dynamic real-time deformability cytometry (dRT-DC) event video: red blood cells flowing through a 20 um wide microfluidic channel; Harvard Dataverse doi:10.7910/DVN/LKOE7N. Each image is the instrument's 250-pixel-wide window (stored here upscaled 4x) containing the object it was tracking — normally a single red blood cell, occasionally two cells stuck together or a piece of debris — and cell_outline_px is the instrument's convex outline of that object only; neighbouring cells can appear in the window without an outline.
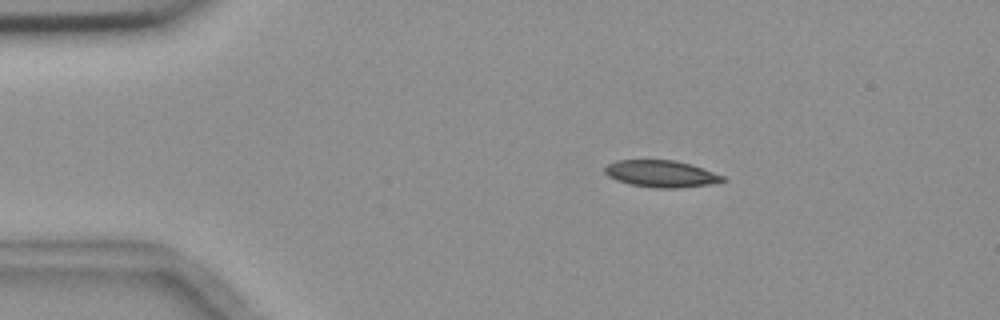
{"species": "common noctule bat (a hibernating species)", "species_latin": "Nyctalus noctula", "temperature_condition": "room temperature", "stored_images_in_passage": 7, "camera_frame_rate_fps": 3000, "um_per_image_px": 0.085, "animal": {"sex": "female", "body_mass_g": 18.4}, "frame": {"image": 1, "passage_image": 1, "time_ms": 0.0, "image_size_px": [1000, 320], "cell_outline_px": [[728, 180], [712, 184], [676, 188], [656, 188], [632, 184], [616, 180], [608, 176], [604, 172], [604, 168], [608, 164], [616, 160], [676, 160], [692, 164], [724, 176]], "centroid_in_image_um": [56.22, 14.76], "position_along_channel_um": 28.8, "area_um2": 18.5}}
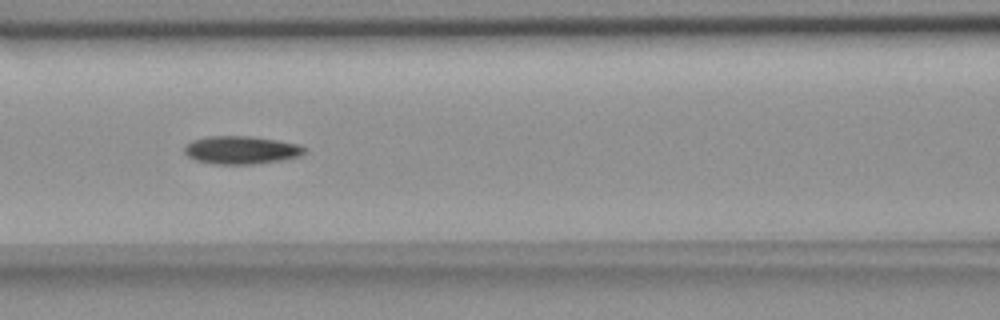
{"frame": {"image": 2, "passage_image": 5, "time_ms": 4.667, "image_size_px": [1000, 320], "cell_outline_px": [[308, 148], [300, 156], [284, 160], [256, 164], [212, 164], [196, 160], [188, 156], [184, 152], [184, 148], [192, 140], [208, 136], [252, 136], [300, 144]], "centroid_in_image_um": [20.54, 12.75], "position_along_channel_um": 146.1, "area_um2": 19.77}}
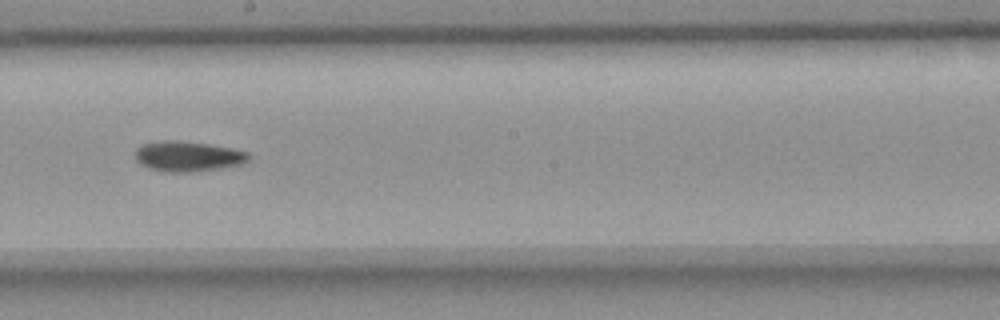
{"frame": {"image": 3, "passage_image": 7, "time_ms": 7.0, "image_size_px": [1000, 320], "cell_outline_px": [[252, 156], [244, 164], [196, 172], [168, 172], [148, 168], [140, 164], [136, 160], [136, 148], [144, 144], [160, 140], [176, 140], [208, 144], [232, 148], [248, 152]], "centroid_in_image_um": [16.0, 13.29], "position_along_channel_um": 232.2, "area_um2": 20.17}}